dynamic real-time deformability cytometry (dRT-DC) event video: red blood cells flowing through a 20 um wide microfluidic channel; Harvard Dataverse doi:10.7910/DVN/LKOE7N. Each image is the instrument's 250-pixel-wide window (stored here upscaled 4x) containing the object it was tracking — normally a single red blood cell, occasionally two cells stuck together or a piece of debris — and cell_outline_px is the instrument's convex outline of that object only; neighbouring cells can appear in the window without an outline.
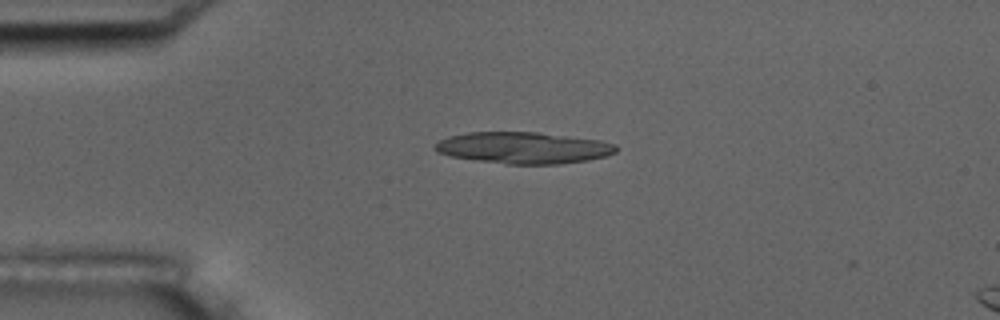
{"species": "common noctule bat (a hibernating species)", "species_latin": "Nyctalus noctula", "temperature_condition": "room temperature", "stored_images_in_passage": 5, "camera_frame_rate_fps": 3000, "um_per_image_px": 0.085, "animal": {"sex": "male", "body_mass_g": 17.5, "forearm_length_mm": 52.3}, "frame": {"image": 1, "passage_image": 4, "time_ms": 3.667, "image_size_px": [1000, 320], "cell_outline_px": [[616, 152], [604, 156], [588, 160], [560, 164], [508, 164], [476, 160], [448, 156], [436, 152], [436, 144], [440, 140], [448, 136], [468, 132], [536, 132], [600, 140], [616, 144]], "centroid_in_image_um": [44.48, 12.56], "position_along_channel_um": 40.5, "area_um2": 33.18}}